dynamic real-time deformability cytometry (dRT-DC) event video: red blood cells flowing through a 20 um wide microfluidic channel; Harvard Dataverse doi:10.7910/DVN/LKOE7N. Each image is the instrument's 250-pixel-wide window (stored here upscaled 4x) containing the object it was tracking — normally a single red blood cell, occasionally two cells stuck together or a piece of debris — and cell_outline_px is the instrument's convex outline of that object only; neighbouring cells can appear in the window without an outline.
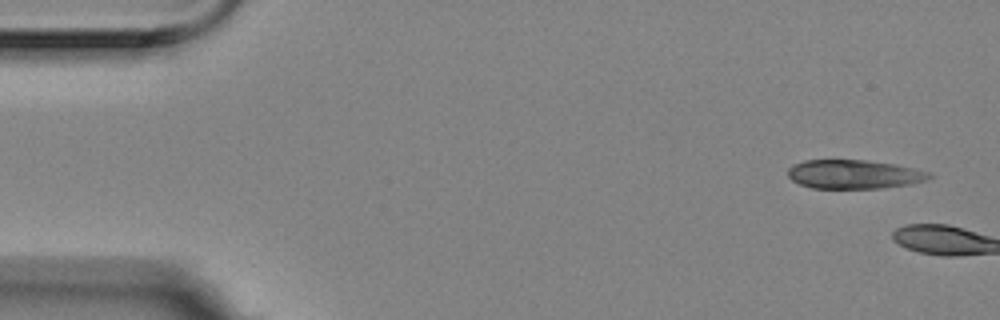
{"species": "Egyptian fruit bat (a non-hibernating species)", "species_latin": "Rousettus aegyptiacus", "temperature_condition": "room temperature", "stored_images_in_passage": 4, "camera_frame_rate_fps": 3000, "um_per_image_px": 0.085, "animal": {"sex": "female"}, "frame": {"image": 1, "passage_image": 1, "time_ms": 0.0, "image_size_px": [1000, 320], "cell_outline_px": [[932, 176], [924, 180], [912, 184], [884, 188], [812, 188], [800, 184], [792, 180], [788, 176], [788, 168], [792, 164], [804, 160], [864, 160], [896, 164], [932, 172]], "centroid_in_image_um": [72.6, 14.81], "position_along_channel_um": 12.4, "area_um2": 23.93}}